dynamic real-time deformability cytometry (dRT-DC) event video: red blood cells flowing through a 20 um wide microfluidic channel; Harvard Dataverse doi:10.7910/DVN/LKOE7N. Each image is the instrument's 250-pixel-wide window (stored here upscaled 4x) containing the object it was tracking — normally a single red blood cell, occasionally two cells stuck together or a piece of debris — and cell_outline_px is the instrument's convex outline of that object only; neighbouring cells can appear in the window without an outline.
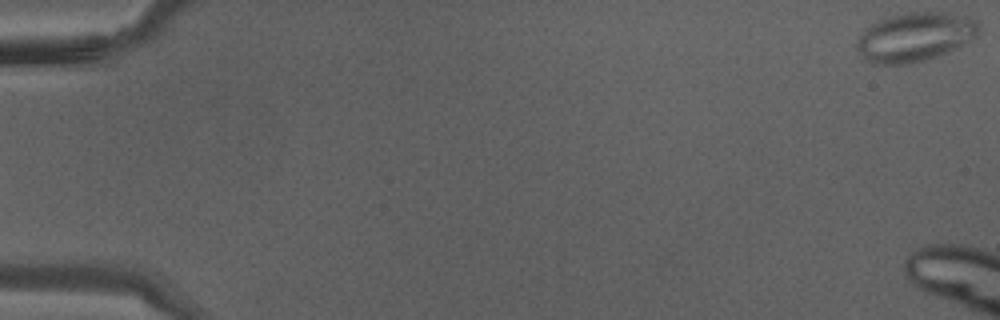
{"species": "Egyptian fruit bat (a non-hibernating species)", "species_latin": "Rousettus aegyptiacus", "temperature_condition": "warm", "stored_images_in_passage": 8, "camera_frame_rate_fps": 3000, "um_per_image_px": 0.085, "animal": {"sex": "male"}, "frame": {"image": 1, "passage_image": 1, "time_ms": 0.0, "image_size_px": [1000, 320], "cell_outline_px": [[980, 32], [976, 36], [964, 44], [936, 56], [924, 60], [904, 64], [872, 64], [864, 60], [856, 44], [856, 40], [872, 24], [880, 20], [892, 16], [908, 12], [944, 12], [968, 16], [976, 20], [980, 28]], "centroid_in_image_um": [77.79, 3.14], "position_along_channel_um": 7.2, "area_um2": 34.51}}